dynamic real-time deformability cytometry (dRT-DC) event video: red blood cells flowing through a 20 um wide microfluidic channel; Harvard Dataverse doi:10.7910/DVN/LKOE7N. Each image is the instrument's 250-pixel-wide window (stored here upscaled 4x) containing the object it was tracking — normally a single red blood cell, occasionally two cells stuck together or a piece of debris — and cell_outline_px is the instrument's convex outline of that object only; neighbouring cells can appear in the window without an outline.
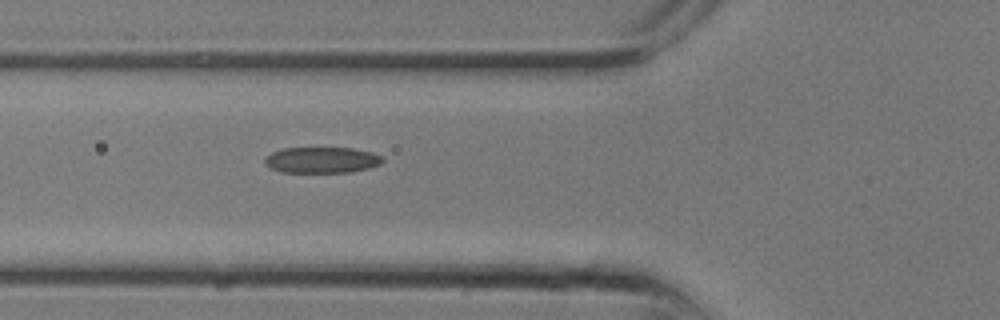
{"species": "common noctule bat (a hibernating species)", "species_latin": "Nyctalus noctula", "temperature_condition": "room temperature", "stored_images_in_passage": 2, "camera_frame_rate_fps": 3000, "um_per_image_px": 0.085, "animal": {"sex": "male", "body_mass_g": 13.3}, "frame": {"image": 1, "passage_image": 2, "time_ms": 0.333, "image_size_px": [1000, 320], "cell_outline_px": [[384, 160], [380, 164], [368, 168], [352, 172], [280, 172], [272, 168], [264, 160], [272, 152], [284, 148], [352, 148], [372, 152], [380, 156]], "centroid_in_image_um": [27.38, 13.6], "position_along_channel_um": 98.4, "area_um2": 17.63}}